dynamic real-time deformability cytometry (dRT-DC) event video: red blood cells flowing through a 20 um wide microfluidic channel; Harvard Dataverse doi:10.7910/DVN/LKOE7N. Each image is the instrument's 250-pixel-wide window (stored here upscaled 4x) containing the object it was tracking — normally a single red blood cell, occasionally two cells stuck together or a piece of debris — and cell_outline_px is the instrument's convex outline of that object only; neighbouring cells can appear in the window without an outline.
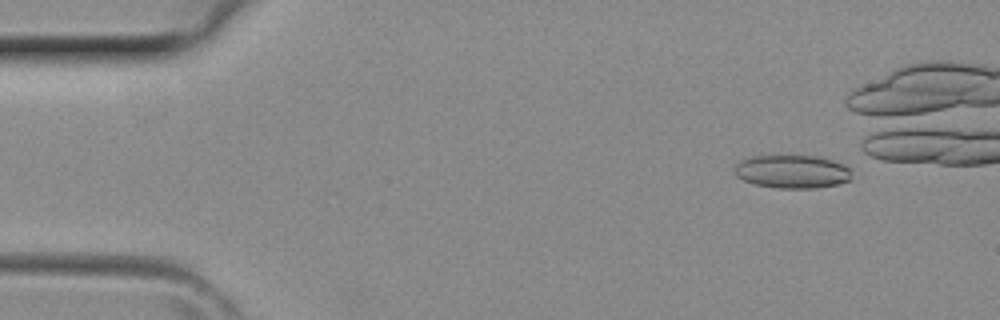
{"species": "common noctule bat (a hibernating species)", "species_latin": "Nyctalus noctula", "temperature_condition": "room temperature", "stored_images_in_passage": 4, "camera_frame_rate_fps": 3000, "um_per_image_px": 0.085, "animal": {"sex": "female", "body_mass_g": 29.2, "forearm_length_mm": 56.3}, "frame": {"image": 1, "passage_image": 4, "time_ms": 1.0, "image_size_px": [1000, 320], "cell_outline_px": [[852, 180], [836, 184], [816, 188], [776, 188], [756, 184], [744, 180], [736, 176], [732, 168], [740, 160], [752, 156], [820, 156], [844, 164], [852, 168]], "centroid_in_image_um": [67.36, 14.58], "position_along_channel_um": 17.6, "area_um2": 23.0}}